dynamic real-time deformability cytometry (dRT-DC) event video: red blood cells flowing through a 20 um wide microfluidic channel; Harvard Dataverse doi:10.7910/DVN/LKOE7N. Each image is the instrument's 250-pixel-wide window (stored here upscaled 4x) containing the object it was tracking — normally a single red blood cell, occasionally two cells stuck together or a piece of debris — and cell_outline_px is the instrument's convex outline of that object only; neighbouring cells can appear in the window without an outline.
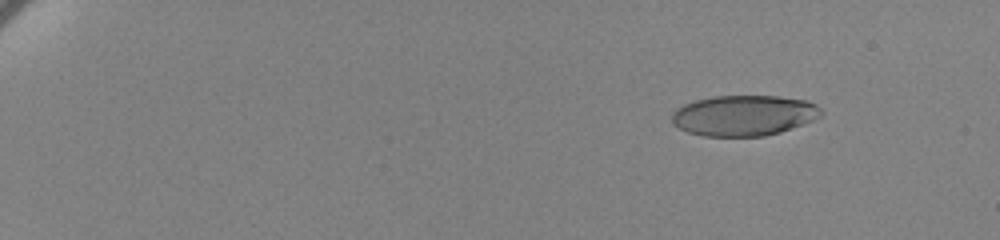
{"species": "human", "species_latin": "Homo sapiens", "temperature_condition": "cold", "stored_images_in_passage": 56, "camera_frame_rate_fps": 3000, "um_per_image_px": 0.085, "donor": {"sex": "female"}, "frame": {"image": 1, "passage_image": 3, "time_ms": 0.667, "image_size_px": [1000, 240], "cell_outline_px": [[824, 112], [820, 116], [804, 124], [780, 132], [764, 136], [704, 136], [688, 132], [672, 124], [672, 112], [676, 108], [684, 104], [696, 100], [716, 96], [776, 96], [808, 100], [816, 104]], "centroid_in_image_um": [63.24, 9.81], "position_along_channel_um": 21.8, "area_um2": 35.37}}
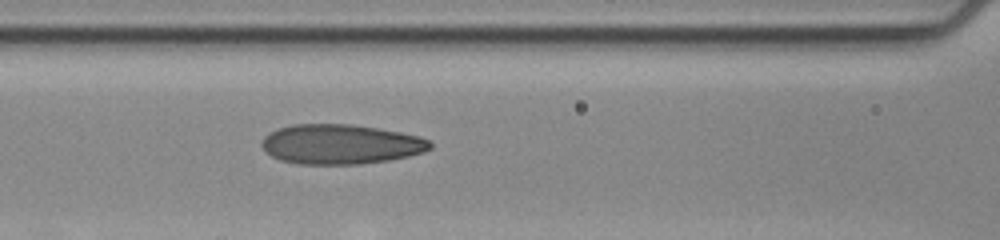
{"frame": {"image": 2, "passage_image": 26, "time_ms": 8.333, "image_size_px": [1000, 240], "cell_outline_px": [[432, 148], [424, 152], [408, 156], [388, 160], [360, 164], [296, 164], [280, 160], [264, 152], [260, 144], [264, 136], [268, 132], [292, 124], [352, 124], [400, 132], [420, 136], [428, 140], [432, 144]], "centroid_in_image_um": [28.92, 12.26], "position_along_channel_um": 137.7, "area_um2": 39.25}}
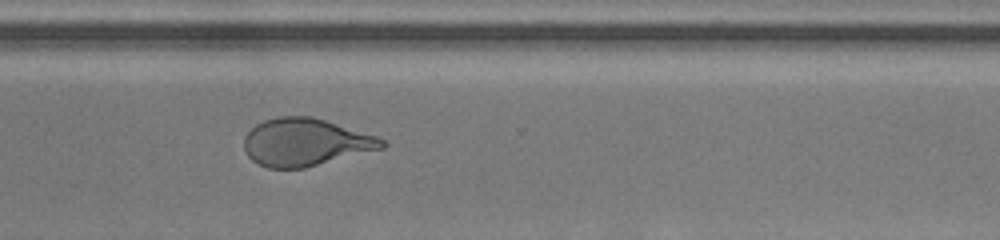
{"frame": {"image": 3, "passage_image": 44, "time_ms": 14.333, "image_size_px": [1000, 240], "cell_outline_px": [[388, 144], [384, 148], [304, 168], [268, 168], [252, 160], [248, 156], [244, 148], [244, 136], [256, 124], [264, 120], [280, 116], [312, 116], [376, 136], [384, 140]], "centroid_in_image_um": [25.95, 12.09], "position_along_channel_um": 344.6, "area_um2": 38.03}, "authors_computed_cell_mechanics": {"area_um2": 38.2058, "velocity_mm_per_s": 3.4692, "shape_relaxation_time_tau1_ms": 8.9803, "shape_relaxation_time_tau2_ms": 1.1814, "deformation_change_tau1": 0.2439, "deformation_change_tau2": 0.0916}}